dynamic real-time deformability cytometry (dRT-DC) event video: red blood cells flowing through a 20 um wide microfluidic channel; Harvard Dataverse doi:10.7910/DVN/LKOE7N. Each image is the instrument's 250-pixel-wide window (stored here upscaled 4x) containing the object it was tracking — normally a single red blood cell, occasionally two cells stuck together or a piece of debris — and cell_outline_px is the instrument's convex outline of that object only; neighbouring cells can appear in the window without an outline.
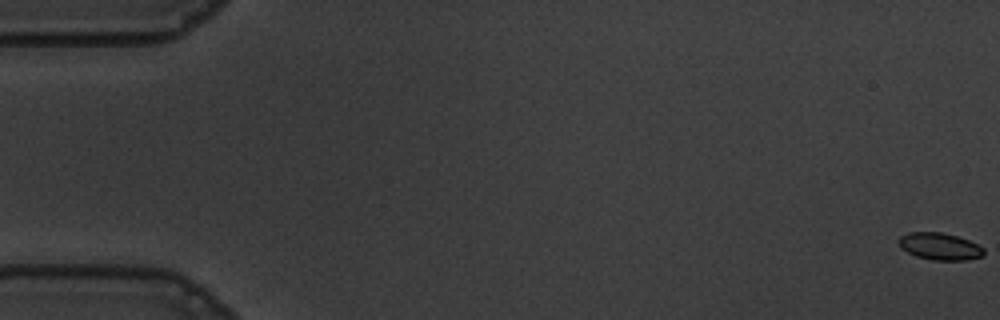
{"species": "common noctule bat (a hibernating species)", "species_latin": "Nyctalus noctula", "temperature_condition": "warm", "stored_images_in_passage": 57, "camera_frame_rate_fps": 3000, "um_per_image_px": 0.085, "animal": {"sex": "male", "body_mass_g": 19.5, "forearm_length_mm": 54.6}, "frame": {"image": 1, "passage_image": 1, "time_ms": 0.0, "image_size_px": [1000, 320], "cell_outline_px": [[984, 256], [964, 260], [932, 260], [916, 256], [900, 248], [896, 240], [900, 236], [908, 232], [940, 232], [956, 236], [968, 240], [984, 248]], "centroid_in_image_um": [79.84, 20.94], "position_along_channel_um": 5.2, "area_um2": 13.47}}
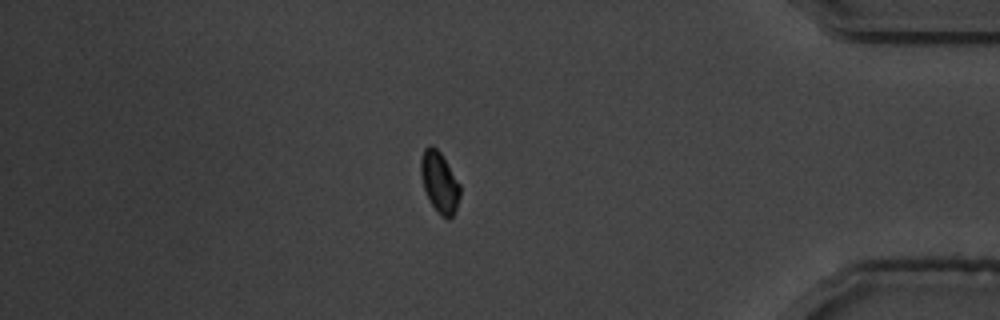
{"frame": {"image": 2, "passage_image": 49, "time_ms": 16.0, "image_size_px": [1000, 320], "cell_outline_px": [[460, 196], [456, 208], [452, 216], [448, 220], [440, 216], [432, 204], [424, 188], [420, 176], [420, 160], [424, 148], [428, 144], [432, 144], [440, 152], [460, 184]], "centroid_in_image_um": [37.34, 15.47], "position_along_channel_um": 397.9, "area_um2": 13.93}}
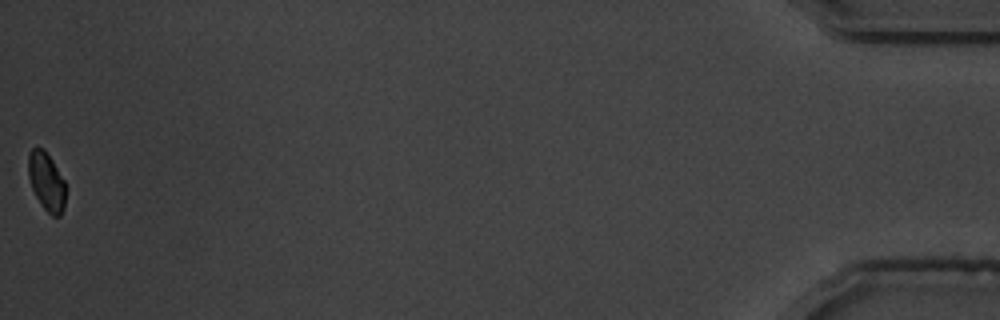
{"frame": {"image": 3, "passage_image": 57, "time_ms": 18.667, "image_size_px": [1000, 320], "cell_outline_px": [[64, 208], [60, 216], [52, 216], [40, 204], [32, 188], [28, 176], [28, 152], [32, 148], [44, 148], [52, 160], [64, 180]], "centroid_in_image_um": [3.93, 15.41], "position_along_channel_um": 431.3, "area_um2": 12.6}, "authors_computed_cell_mechanics": {"area_um2": 13.872, "velocity_mm_per_s": 3.6414, "shape_relaxation_time_tau1_ms": 4.0703, "shape_relaxation_time_tau2_ms": null, "deformation_change_tau1": 0.1107, "deformation_change_tau2": null}}